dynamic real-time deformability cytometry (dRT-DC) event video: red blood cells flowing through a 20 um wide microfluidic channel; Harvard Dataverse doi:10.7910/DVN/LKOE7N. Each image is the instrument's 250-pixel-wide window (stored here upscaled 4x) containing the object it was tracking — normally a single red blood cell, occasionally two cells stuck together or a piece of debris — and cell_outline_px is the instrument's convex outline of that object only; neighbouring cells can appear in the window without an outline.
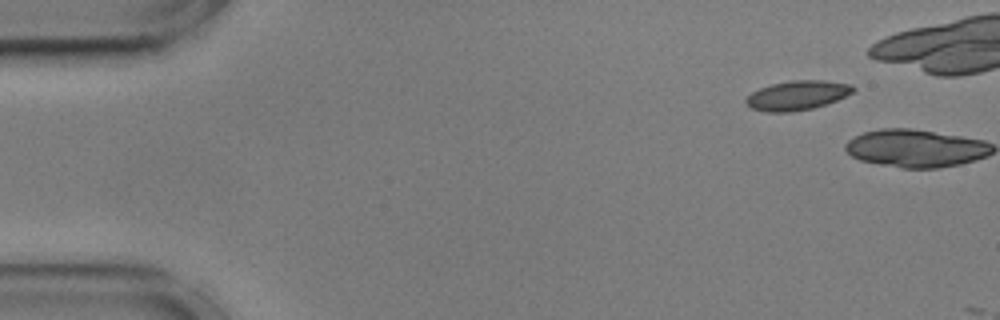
{"species": "common noctule bat (a hibernating species)", "species_latin": "Nyctalus noctula", "temperature_condition": "cold", "stored_images_in_passage": 2, "camera_frame_rate_fps": 3000, "um_per_image_px": 0.085, "animal": {"sex": "male", "body_mass_g": 17.9, "forearm_length_mm": 54.2}, "frame": {"image": 1, "passage_image": 1, "time_ms": 0.0, "image_size_px": [1000, 320], "cell_outline_px": [[856, 88], [852, 92], [836, 100], [812, 108], [792, 112], [768, 112], [752, 108], [744, 100], [752, 92], [760, 88], [772, 84], [792, 80], [824, 80], [852, 84]], "centroid_in_image_um": [67.77, 8.09], "position_along_channel_um": 17.2, "area_um2": 18.15}}